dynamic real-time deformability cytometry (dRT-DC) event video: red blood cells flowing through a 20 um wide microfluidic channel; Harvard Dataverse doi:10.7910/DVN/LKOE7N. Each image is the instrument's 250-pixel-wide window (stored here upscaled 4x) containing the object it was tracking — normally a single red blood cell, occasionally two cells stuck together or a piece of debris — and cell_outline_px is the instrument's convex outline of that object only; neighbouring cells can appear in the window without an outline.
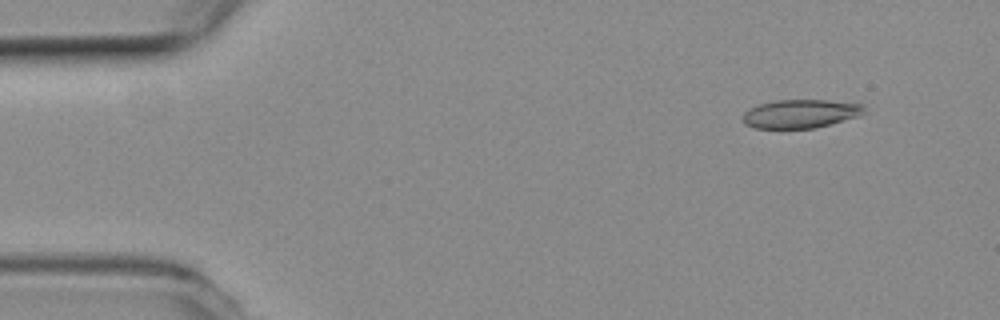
{"species": "common noctule bat (a hibernating species)", "species_latin": "Nyctalus noctula", "temperature_condition": "room temperature", "stored_images_in_passage": 4, "camera_frame_rate_fps": 3000, "um_per_image_px": 0.085, "animal": {"sex": "female", "body_mass_g": 19.3, "forearm_length_mm": 54.1}, "frame": {"image": 1, "passage_image": 1, "time_ms": 0.0, "image_size_px": [1000, 320], "cell_outline_px": [[864, 112], [860, 116], [816, 128], [756, 128], [744, 124], [744, 112], [756, 104], [776, 100], [828, 100], [864, 104]], "centroid_in_image_um": [68.06, 9.66], "position_along_channel_um": 16.9, "area_um2": 20.29}}
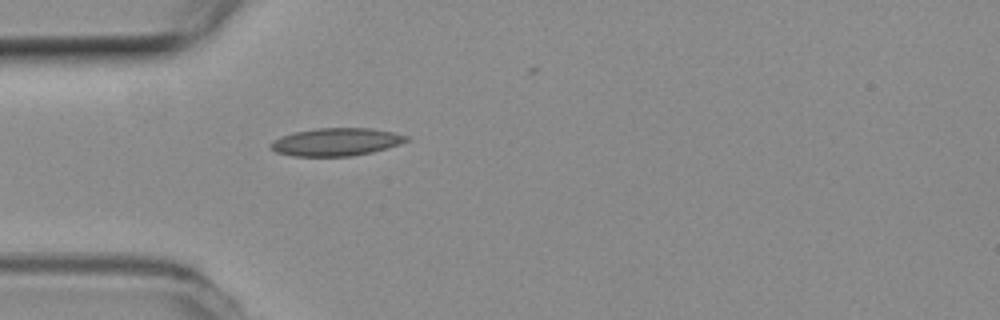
{"frame": {"image": 2, "passage_image": 4, "time_ms": 1.0, "image_size_px": [1000, 320], "cell_outline_px": [[412, 140], [388, 148], [372, 152], [352, 156], [292, 156], [276, 152], [268, 144], [272, 140], [280, 136], [296, 132], [316, 128], [372, 128], [392, 132], [408, 136]], "centroid_in_image_um": [28.59, 12.06], "position_along_channel_um": 56.4, "area_um2": 22.14}}